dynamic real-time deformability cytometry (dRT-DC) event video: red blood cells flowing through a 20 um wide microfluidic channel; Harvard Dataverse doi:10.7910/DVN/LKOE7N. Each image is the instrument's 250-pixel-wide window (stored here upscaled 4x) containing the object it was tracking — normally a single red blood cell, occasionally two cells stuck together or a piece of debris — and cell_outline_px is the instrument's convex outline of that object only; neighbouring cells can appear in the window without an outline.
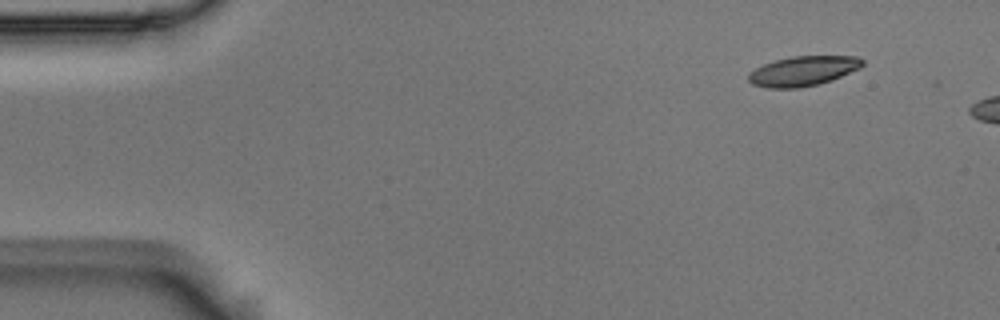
{"species": "Egyptian fruit bat (a non-hibernating species)", "species_latin": "Rousettus aegyptiacus", "temperature_condition": "room temperature", "stored_images_in_passage": 6, "camera_frame_rate_fps": 3000, "um_per_image_px": 0.085, "animal": {"sex": "male"}, "frame": {"image": 1, "passage_image": 1, "time_ms": 0.0, "image_size_px": [1000, 320], "cell_outline_px": [[864, 64], [860, 68], [832, 80], [820, 84], [800, 88], [768, 88], [752, 84], [748, 80], [748, 72], [764, 64], [776, 60], [792, 56], [860, 56], [864, 60]], "centroid_in_image_um": [68.28, 6.04], "position_along_channel_um": 16.7, "area_um2": 19.94}}